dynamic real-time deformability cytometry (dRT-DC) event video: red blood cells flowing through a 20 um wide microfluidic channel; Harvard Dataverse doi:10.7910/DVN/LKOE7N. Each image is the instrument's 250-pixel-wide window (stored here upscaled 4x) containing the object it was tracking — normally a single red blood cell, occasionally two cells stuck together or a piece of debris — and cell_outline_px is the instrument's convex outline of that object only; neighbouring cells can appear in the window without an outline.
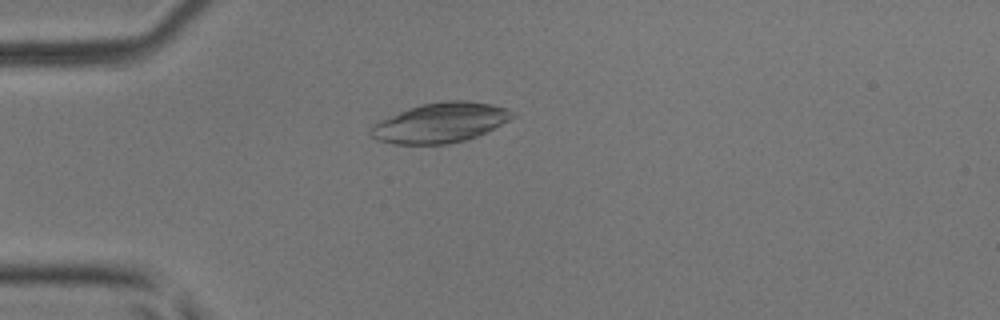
{"species": "common noctule bat (a hibernating species)", "species_latin": "Nyctalus noctula", "temperature_condition": "room temperature", "stored_images_in_passage": 4, "camera_frame_rate_fps": 3000, "um_per_image_px": 0.085, "animal": {"sex": "male", "body_mass_g": 17.9, "forearm_length_mm": 54.2}, "frame": {"image": 1, "passage_image": 4, "time_ms": 1.0, "image_size_px": [1000, 320], "cell_outline_px": [[516, 116], [476, 136], [464, 140], [448, 144], [392, 144], [376, 140], [368, 132], [368, 128], [380, 120], [408, 108], [420, 104], [444, 100], [468, 100], [492, 104], [508, 108]], "centroid_in_image_um": [37.38, 10.42], "position_along_channel_um": 47.6, "area_um2": 32.89}}